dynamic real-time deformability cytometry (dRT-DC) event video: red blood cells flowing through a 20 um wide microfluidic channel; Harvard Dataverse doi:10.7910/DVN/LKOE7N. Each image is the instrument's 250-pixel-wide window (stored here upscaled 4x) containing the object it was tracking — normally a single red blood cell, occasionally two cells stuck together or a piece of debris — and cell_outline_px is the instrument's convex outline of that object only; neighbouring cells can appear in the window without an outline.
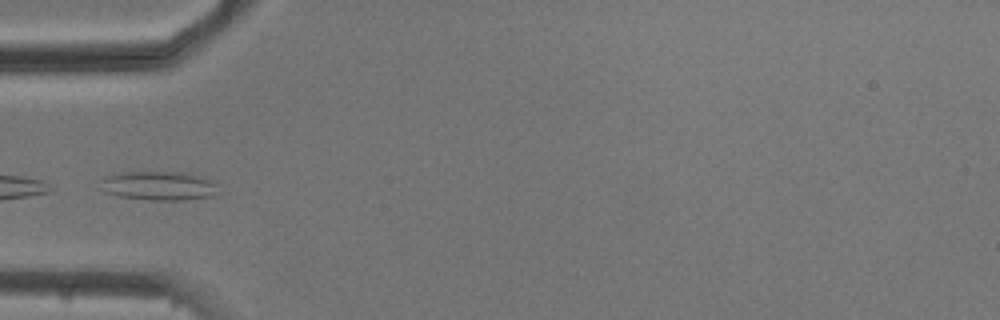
{"species": "common noctule bat (a hibernating species)", "species_latin": "Nyctalus noctula", "temperature_condition": "cold", "stored_images_in_passage": 2, "camera_frame_rate_fps": 3000, "um_per_image_px": 0.085, "animal": {"sex": "male", "body_mass_g": 20.5, "forearm_length_mm": 52.5}, "frame": {"image": 1, "passage_image": 2, "time_ms": 1.0, "image_size_px": [1000, 320], "cell_outline_px": [[216, 196], [184, 200], [152, 200], [120, 196], [104, 192], [100, 180], [108, 176], [120, 172], [184, 172], [200, 176], [212, 180], [216, 184]], "centroid_in_image_um": [13.53, 15.79], "position_along_channel_um": 71.5, "area_um2": 19.88}}